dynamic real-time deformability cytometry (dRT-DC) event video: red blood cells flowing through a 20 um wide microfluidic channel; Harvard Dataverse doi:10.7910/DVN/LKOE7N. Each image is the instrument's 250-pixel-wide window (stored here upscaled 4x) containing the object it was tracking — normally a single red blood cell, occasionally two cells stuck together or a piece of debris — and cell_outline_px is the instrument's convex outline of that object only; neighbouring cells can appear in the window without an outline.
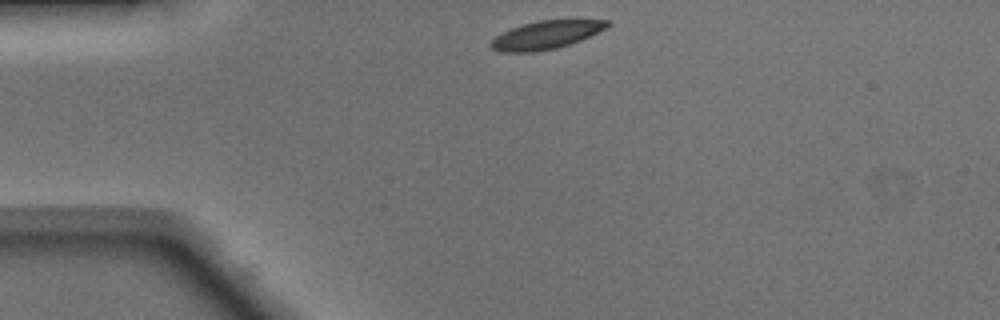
{"species": "Egyptian fruit bat (a non-hibernating species)", "species_latin": "Rousettus aegyptiacus", "temperature_condition": "warm", "stored_images_in_passage": 39, "camera_frame_rate_fps": 3000, "um_per_image_px": 0.085, "animal": {"sex": "male"}, "frame": {"image": 1, "passage_image": 1, "time_ms": 0.0, "image_size_px": [1000, 320], "cell_outline_px": [[612, 24], [580, 40], [556, 48], [536, 52], [504, 52], [492, 48], [488, 44], [496, 36], [512, 28], [524, 24], [540, 20], [608, 20]], "centroid_in_image_um": [46.39, 2.97], "position_along_channel_um": 38.6, "area_um2": 18.67}}
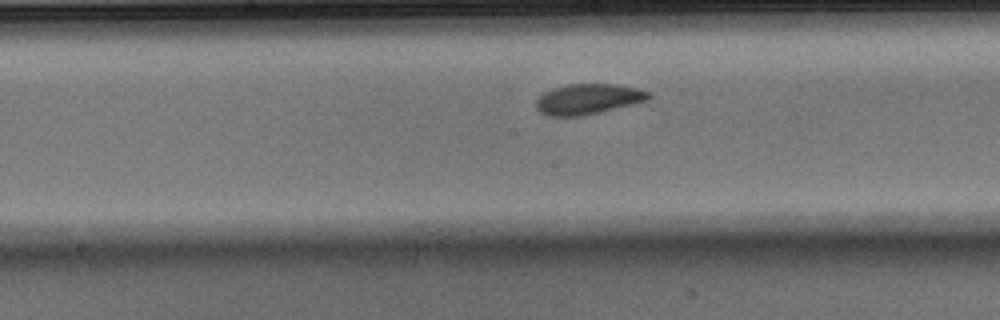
{"frame": {"image": 2, "passage_image": 15, "time_ms": 4.667, "image_size_px": [1000, 320], "cell_outline_px": [[652, 96], [648, 100], [632, 104], [580, 116], [548, 116], [540, 112], [536, 108], [536, 100], [544, 92], [552, 88], [568, 84], [616, 84], [636, 88], [652, 92]], "centroid_in_image_um": [49.98, 8.41], "position_along_channel_um": 198.2, "area_um2": 19.88}}
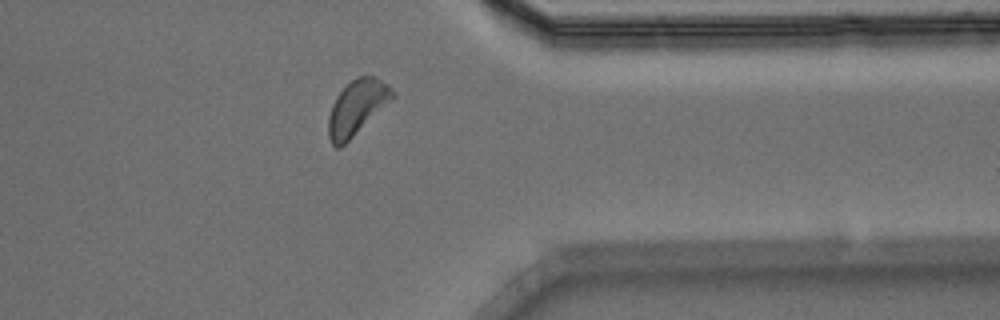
{"frame": {"image": 3, "passage_image": 29, "time_ms": 9.333, "image_size_px": [1000, 320], "cell_outline_px": [[396, 96], [340, 148], [336, 148], [332, 144], [328, 136], [328, 116], [332, 104], [336, 96], [352, 80], [360, 76], [372, 76], [388, 84], [396, 92]], "centroid_in_image_um": [30.34, 9.14], "position_along_channel_um": 381.1, "area_um2": 20.23}, "authors_computed_cell_mechanics": {"area_um2": 19.7676, "velocity_mm_per_s": 4.096, "shape_relaxation_time_tau1_ms": 2.4203, "shape_relaxation_time_tau2_ms": 3.3807, "deformation_change_tau1": 0.0935, "deformation_change_tau2": 0.1047}}